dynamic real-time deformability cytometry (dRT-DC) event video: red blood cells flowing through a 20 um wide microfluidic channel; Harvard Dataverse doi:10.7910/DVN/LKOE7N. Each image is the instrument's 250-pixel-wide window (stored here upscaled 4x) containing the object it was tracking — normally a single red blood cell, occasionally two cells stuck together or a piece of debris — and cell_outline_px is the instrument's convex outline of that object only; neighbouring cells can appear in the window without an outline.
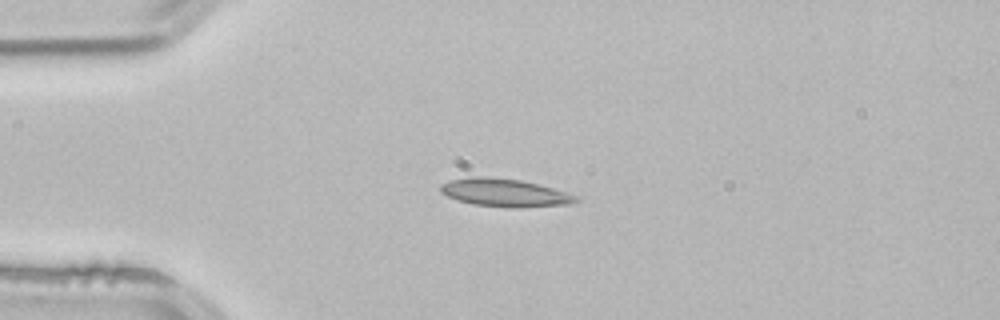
{"species": "common noctule bat (a hibernating species)", "species_latin": "Nyctalus noctula", "temperature_condition": "room temperature", "stored_images_in_passage": 2, "camera_frame_rate_fps": 3000, "um_per_image_px": 0.085, "animal": {"sex": "male", "body_mass_g": 21.5, "forearm_length_mm": 52.0}, "frame": {"image": 1, "passage_image": 2, "time_ms": 0.333, "image_size_px": [1000, 320], "cell_outline_px": [[584, 200], [572, 204], [520, 208], [512, 208], [472, 204], [448, 196], [440, 192], [440, 184], [448, 180], [468, 176], [488, 176], [520, 180], [552, 188], [580, 196]], "centroid_in_image_um": [42.94, 16.38], "position_along_channel_um": 42.1, "area_um2": 22.43}}